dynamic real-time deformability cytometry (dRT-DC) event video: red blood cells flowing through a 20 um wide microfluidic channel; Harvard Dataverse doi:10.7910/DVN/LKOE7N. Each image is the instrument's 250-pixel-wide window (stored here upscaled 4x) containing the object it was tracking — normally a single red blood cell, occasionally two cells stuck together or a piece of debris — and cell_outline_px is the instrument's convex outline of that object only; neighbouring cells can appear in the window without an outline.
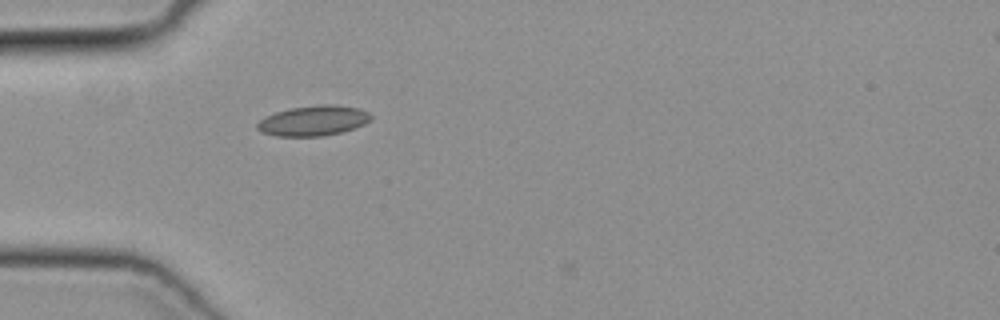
{"species": "common noctule bat (a hibernating species)", "species_latin": "Nyctalus noctula", "temperature_condition": "cold", "stored_images_in_passage": 2, "camera_frame_rate_fps": 3000, "um_per_image_px": 0.085, "animal": {"sex": "female", "body_mass_g": 19.3, "forearm_length_mm": 54.1}, "frame": {"image": 1, "passage_image": 1, "time_ms": 0.0, "image_size_px": [1000, 320], "cell_outline_px": [[372, 120], [356, 128], [340, 132], [320, 136], [276, 136], [260, 132], [256, 128], [256, 124], [264, 116], [276, 112], [292, 108], [320, 104], [336, 104], [360, 108], [368, 112], [372, 116]], "centroid_in_image_um": [26.64, 10.25], "position_along_channel_um": 58.4, "area_um2": 20.17}}